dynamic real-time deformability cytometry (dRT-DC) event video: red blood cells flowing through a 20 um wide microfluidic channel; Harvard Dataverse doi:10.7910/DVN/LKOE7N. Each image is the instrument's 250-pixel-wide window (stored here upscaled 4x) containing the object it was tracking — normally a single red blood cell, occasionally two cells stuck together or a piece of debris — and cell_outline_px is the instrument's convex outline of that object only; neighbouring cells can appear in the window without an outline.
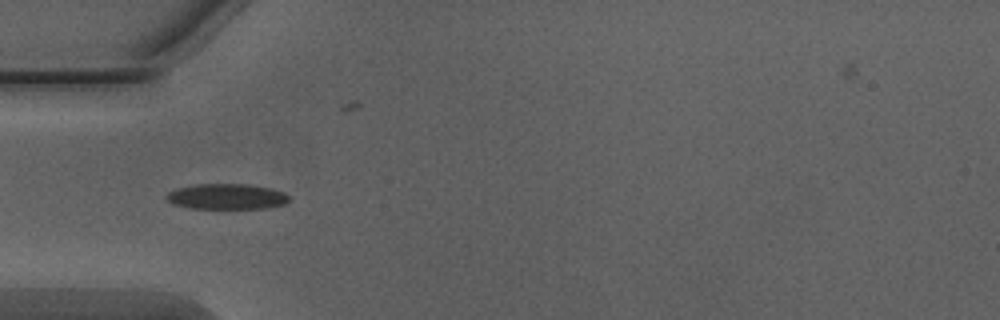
{"species": "Egyptian fruit bat (a non-hibernating species)", "species_latin": "Rousettus aegyptiacus", "temperature_condition": "warm", "stored_images_in_passage": 37, "camera_frame_rate_fps": 3000, "um_per_image_px": 0.085, "animal": {"sex": "male"}, "frame": {"image": 1, "passage_image": 2, "time_ms": 0.333, "image_size_px": [1000, 320], "cell_outline_px": [[288, 200], [284, 204], [264, 208], [188, 208], [172, 204], [164, 196], [168, 192], [176, 188], [196, 184], [248, 184], [272, 188], [284, 192], [288, 196]], "centroid_in_image_um": [19.23, 16.7], "position_along_channel_um": 65.8, "area_um2": 18.26}}
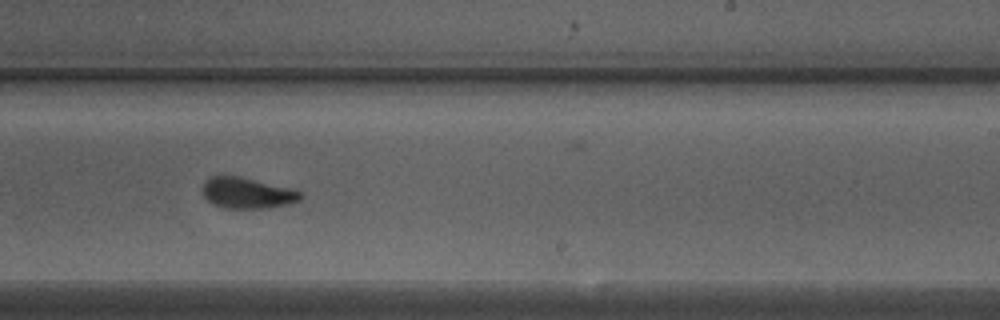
{"frame": {"image": 2, "passage_image": 17, "time_ms": 5.333, "image_size_px": [1000, 320], "cell_outline_px": [[304, 196], [300, 200], [288, 204], [264, 208], [224, 208], [212, 204], [204, 196], [204, 180], [212, 176], [236, 176], [292, 188], [304, 192]], "centroid_in_image_um": [21.05, 16.41], "position_along_channel_um": 267.9, "area_um2": 17.57}}
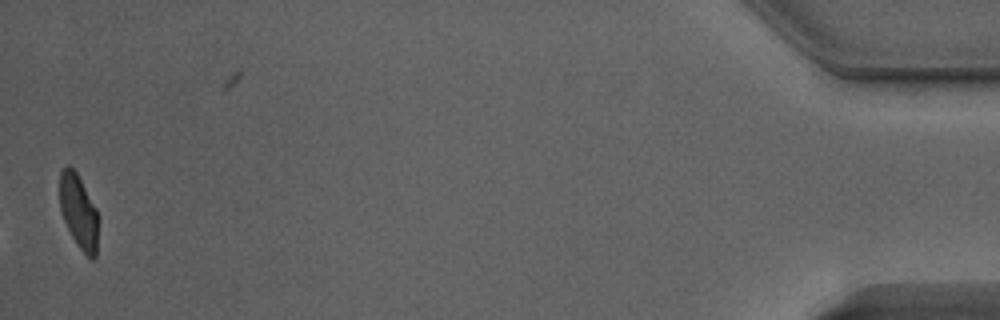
{"frame": {"image": 3, "passage_image": 36, "time_ms": 11.667, "image_size_px": [1000, 320], "cell_outline_px": [[96, 256], [92, 260], [80, 248], [72, 236], [64, 220], [60, 208], [60, 172], [68, 164], [76, 172], [96, 208]], "centroid_in_image_um": [6.66, 17.95], "position_along_channel_um": 428.5, "area_um2": 15.95}, "authors_computed_cell_mechanics": {"area_um2": 17.9758, "velocity_mm_per_s": 4.0615, "shape_relaxation_time_tau1_ms": 3.8271, "shape_relaxation_time_tau2_ms": 1.1352, "deformation_change_tau1": 0.132, "deformation_change_tau2": 0.057}}